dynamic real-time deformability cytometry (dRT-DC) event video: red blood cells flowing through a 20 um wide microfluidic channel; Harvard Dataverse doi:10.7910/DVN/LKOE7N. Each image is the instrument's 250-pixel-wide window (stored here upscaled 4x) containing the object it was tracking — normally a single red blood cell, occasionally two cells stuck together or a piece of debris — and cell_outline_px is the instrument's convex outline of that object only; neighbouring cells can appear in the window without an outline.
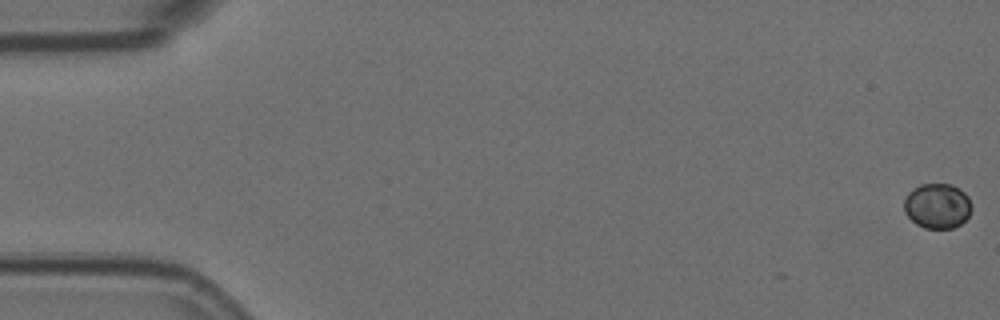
{"species": "Egyptian fruit bat (a non-hibernating species)", "species_latin": "Rousettus aegyptiacus", "temperature_condition": "room temperature", "stored_images_in_passage": 12, "camera_frame_rate_fps": 3000, "um_per_image_px": 0.085, "animal": {"sex": "female"}, "frame": {"image": 1, "passage_image": 1, "time_ms": 0.0, "image_size_px": [1000, 320], "cell_outline_px": [[972, 208], [968, 216], [960, 224], [952, 228], [924, 228], [916, 224], [904, 212], [904, 200], [908, 192], [912, 188], [920, 184], [952, 184], [964, 192], [968, 196], [972, 204]], "centroid_in_image_um": [79.66, 17.49], "position_along_channel_um": 5.3, "area_um2": 17.86}}